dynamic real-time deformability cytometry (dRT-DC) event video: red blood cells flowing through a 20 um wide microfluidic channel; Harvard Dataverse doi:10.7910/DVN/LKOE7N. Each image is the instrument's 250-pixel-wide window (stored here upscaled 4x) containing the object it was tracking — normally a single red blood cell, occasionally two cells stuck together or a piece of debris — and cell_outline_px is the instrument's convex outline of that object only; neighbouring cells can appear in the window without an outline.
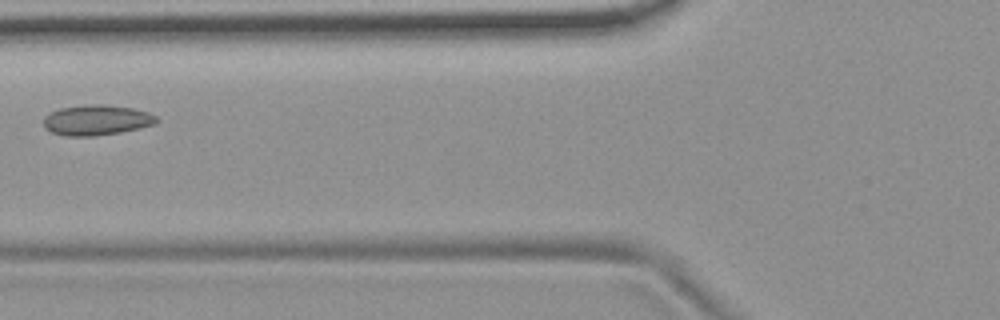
{"species": "common noctule bat (a hibernating species)", "species_latin": "Nyctalus noctula", "temperature_condition": "room temperature", "stored_images_in_passage": 5, "camera_frame_rate_fps": 3000, "um_per_image_px": 0.085, "animal": {"sex": "female", "body_mass_g": 19.9}, "frame": {"image": 1, "passage_image": 5, "time_ms": 4.667, "image_size_px": [1000, 320], "cell_outline_px": [[160, 120], [156, 124], [140, 128], [120, 132], [96, 136], [68, 136], [52, 132], [44, 128], [44, 116], [60, 108], [92, 104], [100, 104], [132, 108], [148, 112], [156, 116]], "centroid_in_image_um": [8.24, 10.21], "position_along_channel_um": 117.6, "area_um2": 19.94}}